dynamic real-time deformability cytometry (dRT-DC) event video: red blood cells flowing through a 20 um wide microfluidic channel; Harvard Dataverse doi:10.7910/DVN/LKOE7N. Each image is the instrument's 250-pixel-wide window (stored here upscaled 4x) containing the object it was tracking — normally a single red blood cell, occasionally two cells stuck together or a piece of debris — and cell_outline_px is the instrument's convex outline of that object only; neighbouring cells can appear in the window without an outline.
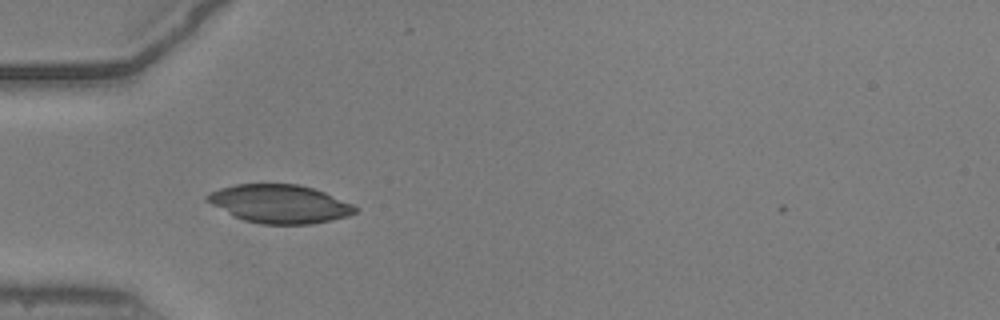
{"species": "common noctule bat (a hibernating species)", "species_latin": "Nyctalus noctula", "temperature_condition": "warm", "stored_images_in_passage": 32, "camera_frame_rate_fps": 3000, "um_per_image_px": 0.085, "animal": {"sex": "male", "body_mass_g": 20.5, "forearm_length_mm": 52.5}, "frame": {"image": 1, "passage_image": 1, "time_ms": 0.0, "image_size_px": [1000, 320], "cell_outline_px": [[360, 208], [356, 212], [348, 216], [332, 220], [312, 224], [260, 224], [244, 220], [204, 200], [204, 196], [208, 192], [220, 188], [236, 184], [300, 184], [324, 192], [352, 204]], "centroid_in_image_um": [23.78, 17.32], "position_along_channel_um": 61.2, "area_um2": 33.0}}
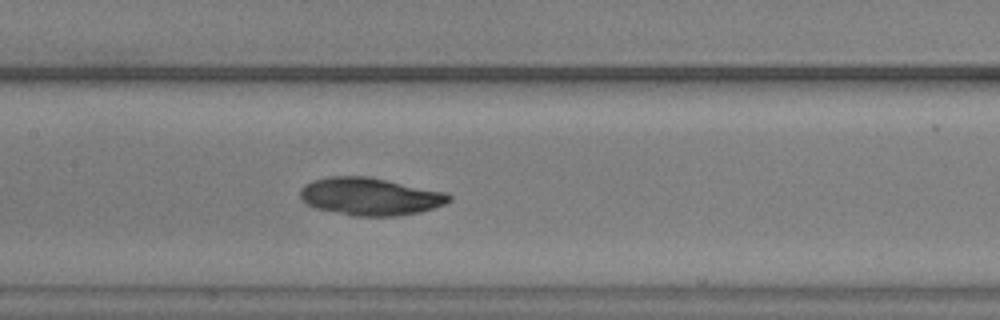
{"frame": {"image": 2, "passage_image": 10, "time_ms": 3.0, "image_size_px": [1000, 320], "cell_outline_px": [[452, 200], [444, 204], [420, 212], [396, 216], [352, 216], [316, 208], [300, 200], [300, 188], [304, 184], [312, 180], [328, 176], [368, 176], [448, 192], [452, 196]], "centroid_in_image_um": [31.46, 16.69], "position_along_channel_um": 175.9, "area_um2": 32.95}}
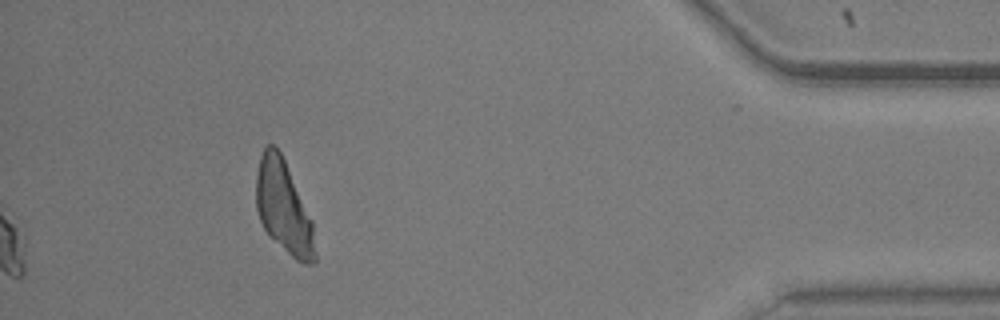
{"frame": {"image": 3, "passage_image": 32, "time_ms": 10.333, "image_size_px": [1000, 320], "cell_outline_px": [[316, 260], [312, 264], [304, 264], [296, 260], [264, 228], [260, 220], [256, 208], [256, 176], [260, 156], [264, 148], [268, 144], [272, 144], [280, 152], [284, 160], [312, 220], [316, 252]], "centroid_in_image_um": [24.11, 17.61], "position_along_channel_um": 411.1, "area_um2": 31.15}}